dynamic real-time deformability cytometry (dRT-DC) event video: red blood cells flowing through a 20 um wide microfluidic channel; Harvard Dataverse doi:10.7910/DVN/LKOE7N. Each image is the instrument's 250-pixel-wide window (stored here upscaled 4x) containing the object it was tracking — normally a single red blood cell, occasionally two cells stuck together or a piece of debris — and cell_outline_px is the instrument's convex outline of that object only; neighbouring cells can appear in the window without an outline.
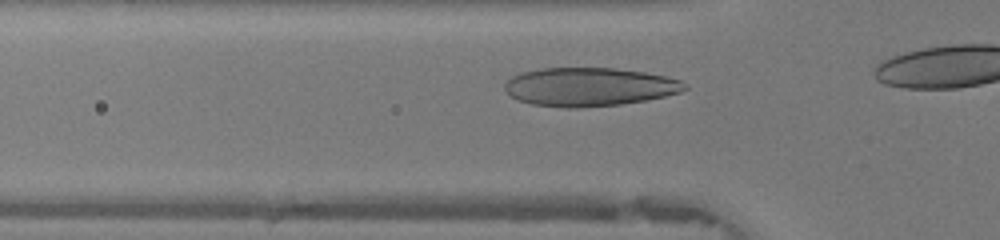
{"species": "human", "species_latin": "Homo sapiens", "temperature_condition": "warm", "stored_images_in_passage": 8, "camera_frame_rate_fps": 3000, "um_per_image_px": 0.085, "donor": {"sex": "female"}, "frame": {"image": 1, "passage_image": 3, "time_ms": 0.667, "image_size_px": [1000, 240], "cell_outline_px": [[688, 88], [680, 92], [664, 96], [644, 100], [620, 104], [576, 108], [564, 108], [532, 104], [516, 100], [504, 88], [504, 84], [512, 76], [520, 72], [540, 68], [616, 68], [644, 72], [664, 76], [680, 80], [688, 84]], "centroid_in_image_um": [50.07, 7.38], "position_along_channel_um": 75.7, "area_um2": 40.46}}
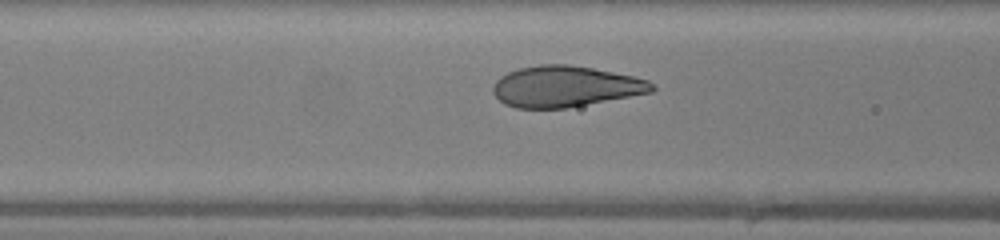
{"frame": {"image": 2, "passage_image": 6, "time_ms": 1.667, "image_size_px": [1000, 240], "cell_outline_px": [[656, 88], [652, 92], [564, 108], [516, 108], [504, 104], [492, 92], [492, 88], [496, 80], [500, 76], [508, 72], [520, 68], [540, 64], [568, 64], [592, 68], [632, 76], [648, 80]], "centroid_in_image_um": [48.01, 7.34], "position_along_channel_um": 118.6, "area_um2": 37.69}}